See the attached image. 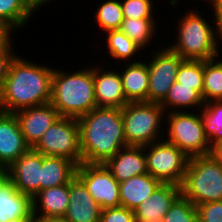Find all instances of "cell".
<instances>
[{
  "label": "cell",
  "instance_id": "obj_1",
  "mask_svg": "<svg viewBox=\"0 0 222 222\" xmlns=\"http://www.w3.org/2000/svg\"><path fill=\"white\" fill-rule=\"evenodd\" d=\"M54 65L39 64L17 54L0 88V111L15 113L51 101Z\"/></svg>",
  "mask_w": 222,
  "mask_h": 222
},
{
  "label": "cell",
  "instance_id": "obj_2",
  "mask_svg": "<svg viewBox=\"0 0 222 222\" xmlns=\"http://www.w3.org/2000/svg\"><path fill=\"white\" fill-rule=\"evenodd\" d=\"M80 129L82 162L104 164L127 147L122 109L95 107L77 119Z\"/></svg>",
  "mask_w": 222,
  "mask_h": 222
},
{
  "label": "cell",
  "instance_id": "obj_3",
  "mask_svg": "<svg viewBox=\"0 0 222 222\" xmlns=\"http://www.w3.org/2000/svg\"><path fill=\"white\" fill-rule=\"evenodd\" d=\"M190 8L186 9L182 14L177 16L175 22V36L170 41L173 43L167 44V46L180 55L184 60H211L222 55V35L220 34L213 10L208 6L203 8L204 10ZM212 13L211 15L206 12ZM205 12V16L203 14ZM182 15V16H181ZM211 16V19H210ZM209 18V19H207ZM210 20V21H209ZM178 22V23H177ZM210 22V23H209ZM177 30V31H176Z\"/></svg>",
  "mask_w": 222,
  "mask_h": 222
},
{
  "label": "cell",
  "instance_id": "obj_4",
  "mask_svg": "<svg viewBox=\"0 0 222 222\" xmlns=\"http://www.w3.org/2000/svg\"><path fill=\"white\" fill-rule=\"evenodd\" d=\"M60 68L61 65L58 69L54 66L50 103L60 116L78 119L97 107L93 65L76 71Z\"/></svg>",
  "mask_w": 222,
  "mask_h": 222
},
{
  "label": "cell",
  "instance_id": "obj_5",
  "mask_svg": "<svg viewBox=\"0 0 222 222\" xmlns=\"http://www.w3.org/2000/svg\"><path fill=\"white\" fill-rule=\"evenodd\" d=\"M122 119L128 146L144 147L164 138L165 111L159 103L128 102Z\"/></svg>",
  "mask_w": 222,
  "mask_h": 222
},
{
  "label": "cell",
  "instance_id": "obj_6",
  "mask_svg": "<svg viewBox=\"0 0 222 222\" xmlns=\"http://www.w3.org/2000/svg\"><path fill=\"white\" fill-rule=\"evenodd\" d=\"M181 195L195 206L222 201V165L210 155L190 157Z\"/></svg>",
  "mask_w": 222,
  "mask_h": 222
},
{
  "label": "cell",
  "instance_id": "obj_7",
  "mask_svg": "<svg viewBox=\"0 0 222 222\" xmlns=\"http://www.w3.org/2000/svg\"><path fill=\"white\" fill-rule=\"evenodd\" d=\"M164 140L177 146L188 157L208 155L209 139L205 134L200 110L165 113Z\"/></svg>",
  "mask_w": 222,
  "mask_h": 222
},
{
  "label": "cell",
  "instance_id": "obj_8",
  "mask_svg": "<svg viewBox=\"0 0 222 222\" xmlns=\"http://www.w3.org/2000/svg\"><path fill=\"white\" fill-rule=\"evenodd\" d=\"M44 156L63 157L82 163L80 129L77 119L60 116L33 147Z\"/></svg>",
  "mask_w": 222,
  "mask_h": 222
},
{
  "label": "cell",
  "instance_id": "obj_9",
  "mask_svg": "<svg viewBox=\"0 0 222 222\" xmlns=\"http://www.w3.org/2000/svg\"><path fill=\"white\" fill-rule=\"evenodd\" d=\"M144 151L149 174L162 183L182 185L190 157L164 139L144 146Z\"/></svg>",
  "mask_w": 222,
  "mask_h": 222
},
{
  "label": "cell",
  "instance_id": "obj_10",
  "mask_svg": "<svg viewBox=\"0 0 222 222\" xmlns=\"http://www.w3.org/2000/svg\"><path fill=\"white\" fill-rule=\"evenodd\" d=\"M157 42H159L155 43L157 49L150 50L148 59L146 56H143V59L147 62L149 69L148 102L160 104L176 81L179 66L184 59L167 45L162 48L158 47L161 43Z\"/></svg>",
  "mask_w": 222,
  "mask_h": 222
},
{
  "label": "cell",
  "instance_id": "obj_11",
  "mask_svg": "<svg viewBox=\"0 0 222 222\" xmlns=\"http://www.w3.org/2000/svg\"><path fill=\"white\" fill-rule=\"evenodd\" d=\"M76 176L84 183L93 199L102 209L120 207V183L104 164L82 162Z\"/></svg>",
  "mask_w": 222,
  "mask_h": 222
},
{
  "label": "cell",
  "instance_id": "obj_12",
  "mask_svg": "<svg viewBox=\"0 0 222 222\" xmlns=\"http://www.w3.org/2000/svg\"><path fill=\"white\" fill-rule=\"evenodd\" d=\"M93 63V82L97 107L122 109L128 101L125 98L119 70L108 61L103 67L102 63ZM109 64V67H106ZM114 68V69H113Z\"/></svg>",
  "mask_w": 222,
  "mask_h": 222
},
{
  "label": "cell",
  "instance_id": "obj_13",
  "mask_svg": "<svg viewBox=\"0 0 222 222\" xmlns=\"http://www.w3.org/2000/svg\"><path fill=\"white\" fill-rule=\"evenodd\" d=\"M42 154L29 148L8 167V178L21 193L34 197L40 191Z\"/></svg>",
  "mask_w": 222,
  "mask_h": 222
},
{
  "label": "cell",
  "instance_id": "obj_14",
  "mask_svg": "<svg viewBox=\"0 0 222 222\" xmlns=\"http://www.w3.org/2000/svg\"><path fill=\"white\" fill-rule=\"evenodd\" d=\"M14 114L18 119L24 140L30 148L39 142L48 128L60 117L51 103L28 107Z\"/></svg>",
  "mask_w": 222,
  "mask_h": 222
},
{
  "label": "cell",
  "instance_id": "obj_15",
  "mask_svg": "<svg viewBox=\"0 0 222 222\" xmlns=\"http://www.w3.org/2000/svg\"><path fill=\"white\" fill-rule=\"evenodd\" d=\"M29 148L16 115L0 111V163L9 167Z\"/></svg>",
  "mask_w": 222,
  "mask_h": 222
},
{
  "label": "cell",
  "instance_id": "obj_16",
  "mask_svg": "<svg viewBox=\"0 0 222 222\" xmlns=\"http://www.w3.org/2000/svg\"><path fill=\"white\" fill-rule=\"evenodd\" d=\"M101 206L76 176L69 183V204L65 218L70 222H100Z\"/></svg>",
  "mask_w": 222,
  "mask_h": 222
},
{
  "label": "cell",
  "instance_id": "obj_17",
  "mask_svg": "<svg viewBox=\"0 0 222 222\" xmlns=\"http://www.w3.org/2000/svg\"><path fill=\"white\" fill-rule=\"evenodd\" d=\"M32 197L21 193L8 178L0 186V222H32Z\"/></svg>",
  "mask_w": 222,
  "mask_h": 222
},
{
  "label": "cell",
  "instance_id": "obj_18",
  "mask_svg": "<svg viewBox=\"0 0 222 222\" xmlns=\"http://www.w3.org/2000/svg\"><path fill=\"white\" fill-rule=\"evenodd\" d=\"M104 165L119 182L148 173L144 147L127 146L119 150Z\"/></svg>",
  "mask_w": 222,
  "mask_h": 222
},
{
  "label": "cell",
  "instance_id": "obj_19",
  "mask_svg": "<svg viewBox=\"0 0 222 222\" xmlns=\"http://www.w3.org/2000/svg\"><path fill=\"white\" fill-rule=\"evenodd\" d=\"M117 66H119L126 100L128 102H148L149 69L147 62L143 59L139 62L123 63Z\"/></svg>",
  "mask_w": 222,
  "mask_h": 222
},
{
  "label": "cell",
  "instance_id": "obj_20",
  "mask_svg": "<svg viewBox=\"0 0 222 222\" xmlns=\"http://www.w3.org/2000/svg\"><path fill=\"white\" fill-rule=\"evenodd\" d=\"M180 196L181 186L172 183H162L149 198L136 207L134 210L135 219H163Z\"/></svg>",
  "mask_w": 222,
  "mask_h": 222
},
{
  "label": "cell",
  "instance_id": "obj_21",
  "mask_svg": "<svg viewBox=\"0 0 222 222\" xmlns=\"http://www.w3.org/2000/svg\"><path fill=\"white\" fill-rule=\"evenodd\" d=\"M39 10L30 0H0V26L15 36L27 28Z\"/></svg>",
  "mask_w": 222,
  "mask_h": 222
},
{
  "label": "cell",
  "instance_id": "obj_22",
  "mask_svg": "<svg viewBox=\"0 0 222 222\" xmlns=\"http://www.w3.org/2000/svg\"><path fill=\"white\" fill-rule=\"evenodd\" d=\"M102 36L103 42L105 38L103 49L107 50H105V55L108 53L105 60L113 59V62L114 60L117 61L113 63V65L115 64L114 66H116V63L119 65V63L139 62L142 60L141 56H145L146 54L138 44L120 30L107 31L104 35L102 34Z\"/></svg>",
  "mask_w": 222,
  "mask_h": 222
},
{
  "label": "cell",
  "instance_id": "obj_23",
  "mask_svg": "<svg viewBox=\"0 0 222 222\" xmlns=\"http://www.w3.org/2000/svg\"><path fill=\"white\" fill-rule=\"evenodd\" d=\"M162 184L151 174L145 173L134 176L120 183V204L130 210H135Z\"/></svg>",
  "mask_w": 222,
  "mask_h": 222
},
{
  "label": "cell",
  "instance_id": "obj_24",
  "mask_svg": "<svg viewBox=\"0 0 222 222\" xmlns=\"http://www.w3.org/2000/svg\"><path fill=\"white\" fill-rule=\"evenodd\" d=\"M69 204V183L40 190L32 197L33 216H65Z\"/></svg>",
  "mask_w": 222,
  "mask_h": 222
},
{
  "label": "cell",
  "instance_id": "obj_25",
  "mask_svg": "<svg viewBox=\"0 0 222 222\" xmlns=\"http://www.w3.org/2000/svg\"><path fill=\"white\" fill-rule=\"evenodd\" d=\"M77 166L63 157L42 155L40 190L70 183L76 177Z\"/></svg>",
  "mask_w": 222,
  "mask_h": 222
},
{
  "label": "cell",
  "instance_id": "obj_26",
  "mask_svg": "<svg viewBox=\"0 0 222 222\" xmlns=\"http://www.w3.org/2000/svg\"><path fill=\"white\" fill-rule=\"evenodd\" d=\"M202 96L195 90V86H186L174 82L165 99L160 103L165 113L181 111H198L204 106ZM194 109V110H193Z\"/></svg>",
  "mask_w": 222,
  "mask_h": 222
},
{
  "label": "cell",
  "instance_id": "obj_27",
  "mask_svg": "<svg viewBox=\"0 0 222 222\" xmlns=\"http://www.w3.org/2000/svg\"><path fill=\"white\" fill-rule=\"evenodd\" d=\"M158 19L157 18H141V19L124 18L119 30L123 32L125 35H127L136 44H138L144 51L147 50L145 52H148L150 49H147V48L148 47L150 48L151 45L152 46L155 45L154 41L158 38L159 34L161 36V33L163 34L165 33L164 31L158 33L159 32L158 30H160L159 29L160 16L158 17ZM156 20L158 21V23L156 22Z\"/></svg>",
  "mask_w": 222,
  "mask_h": 222
},
{
  "label": "cell",
  "instance_id": "obj_28",
  "mask_svg": "<svg viewBox=\"0 0 222 222\" xmlns=\"http://www.w3.org/2000/svg\"><path fill=\"white\" fill-rule=\"evenodd\" d=\"M94 11V15L91 17H95L94 21L99 27L100 33H105L111 30H119L124 17L123 11L121 7L120 0H101V3L98 2V7L96 9H92L91 12Z\"/></svg>",
  "mask_w": 222,
  "mask_h": 222
},
{
  "label": "cell",
  "instance_id": "obj_29",
  "mask_svg": "<svg viewBox=\"0 0 222 222\" xmlns=\"http://www.w3.org/2000/svg\"><path fill=\"white\" fill-rule=\"evenodd\" d=\"M202 98L204 102L222 100V56L204 61Z\"/></svg>",
  "mask_w": 222,
  "mask_h": 222
},
{
  "label": "cell",
  "instance_id": "obj_30",
  "mask_svg": "<svg viewBox=\"0 0 222 222\" xmlns=\"http://www.w3.org/2000/svg\"><path fill=\"white\" fill-rule=\"evenodd\" d=\"M210 146L222 140V100L205 102L200 110Z\"/></svg>",
  "mask_w": 222,
  "mask_h": 222
},
{
  "label": "cell",
  "instance_id": "obj_31",
  "mask_svg": "<svg viewBox=\"0 0 222 222\" xmlns=\"http://www.w3.org/2000/svg\"><path fill=\"white\" fill-rule=\"evenodd\" d=\"M176 82L186 86H195V90L202 96L204 85V61L184 60L179 66Z\"/></svg>",
  "mask_w": 222,
  "mask_h": 222
},
{
  "label": "cell",
  "instance_id": "obj_32",
  "mask_svg": "<svg viewBox=\"0 0 222 222\" xmlns=\"http://www.w3.org/2000/svg\"><path fill=\"white\" fill-rule=\"evenodd\" d=\"M163 222H198L196 206L181 195L163 217Z\"/></svg>",
  "mask_w": 222,
  "mask_h": 222
},
{
  "label": "cell",
  "instance_id": "obj_33",
  "mask_svg": "<svg viewBox=\"0 0 222 222\" xmlns=\"http://www.w3.org/2000/svg\"><path fill=\"white\" fill-rule=\"evenodd\" d=\"M153 1L154 0H120L123 17L129 19L157 18L155 13L159 11H157L156 1Z\"/></svg>",
  "mask_w": 222,
  "mask_h": 222
},
{
  "label": "cell",
  "instance_id": "obj_34",
  "mask_svg": "<svg viewBox=\"0 0 222 222\" xmlns=\"http://www.w3.org/2000/svg\"><path fill=\"white\" fill-rule=\"evenodd\" d=\"M15 38L12 35H8L0 42V88L6 79L11 61L18 54L15 50V45H13L15 44L13 43L16 40Z\"/></svg>",
  "mask_w": 222,
  "mask_h": 222
},
{
  "label": "cell",
  "instance_id": "obj_35",
  "mask_svg": "<svg viewBox=\"0 0 222 222\" xmlns=\"http://www.w3.org/2000/svg\"><path fill=\"white\" fill-rule=\"evenodd\" d=\"M196 210L198 222H222V201L201 203Z\"/></svg>",
  "mask_w": 222,
  "mask_h": 222
},
{
  "label": "cell",
  "instance_id": "obj_36",
  "mask_svg": "<svg viewBox=\"0 0 222 222\" xmlns=\"http://www.w3.org/2000/svg\"><path fill=\"white\" fill-rule=\"evenodd\" d=\"M100 222H136V219L133 210L120 206L102 209Z\"/></svg>",
  "mask_w": 222,
  "mask_h": 222
},
{
  "label": "cell",
  "instance_id": "obj_37",
  "mask_svg": "<svg viewBox=\"0 0 222 222\" xmlns=\"http://www.w3.org/2000/svg\"><path fill=\"white\" fill-rule=\"evenodd\" d=\"M209 6L212 7L218 30L222 35V0H212Z\"/></svg>",
  "mask_w": 222,
  "mask_h": 222
},
{
  "label": "cell",
  "instance_id": "obj_38",
  "mask_svg": "<svg viewBox=\"0 0 222 222\" xmlns=\"http://www.w3.org/2000/svg\"><path fill=\"white\" fill-rule=\"evenodd\" d=\"M208 155L222 165V140L210 146Z\"/></svg>",
  "mask_w": 222,
  "mask_h": 222
},
{
  "label": "cell",
  "instance_id": "obj_39",
  "mask_svg": "<svg viewBox=\"0 0 222 222\" xmlns=\"http://www.w3.org/2000/svg\"><path fill=\"white\" fill-rule=\"evenodd\" d=\"M32 222H70L64 216H55V217H40L33 216Z\"/></svg>",
  "mask_w": 222,
  "mask_h": 222
},
{
  "label": "cell",
  "instance_id": "obj_40",
  "mask_svg": "<svg viewBox=\"0 0 222 222\" xmlns=\"http://www.w3.org/2000/svg\"><path fill=\"white\" fill-rule=\"evenodd\" d=\"M34 6L39 10L42 11V7L45 8V6L50 7V4H52V2H56V0H30ZM58 1V0H57ZM50 3V4H49Z\"/></svg>",
  "mask_w": 222,
  "mask_h": 222
},
{
  "label": "cell",
  "instance_id": "obj_41",
  "mask_svg": "<svg viewBox=\"0 0 222 222\" xmlns=\"http://www.w3.org/2000/svg\"><path fill=\"white\" fill-rule=\"evenodd\" d=\"M8 179V167L0 163V186Z\"/></svg>",
  "mask_w": 222,
  "mask_h": 222
},
{
  "label": "cell",
  "instance_id": "obj_42",
  "mask_svg": "<svg viewBox=\"0 0 222 222\" xmlns=\"http://www.w3.org/2000/svg\"><path fill=\"white\" fill-rule=\"evenodd\" d=\"M9 34L0 26V42L4 40Z\"/></svg>",
  "mask_w": 222,
  "mask_h": 222
},
{
  "label": "cell",
  "instance_id": "obj_43",
  "mask_svg": "<svg viewBox=\"0 0 222 222\" xmlns=\"http://www.w3.org/2000/svg\"><path fill=\"white\" fill-rule=\"evenodd\" d=\"M136 222H163L162 218L159 219H153V220H148V219H136Z\"/></svg>",
  "mask_w": 222,
  "mask_h": 222
},
{
  "label": "cell",
  "instance_id": "obj_44",
  "mask_svg": "<svg viewBox=\"0 0 222 222\" xmlns=\"http://www.w3.org/2000/svg\"><path fill=\"white\" fill-rule=\"evenodd\" d=\"M194 1H197V2H198V0H194ZM200 1H201V2H204V4H202L203 7L205 6V3H207L206 6L210 4V0H199V2H200Z\"/></svg>",
  "mask_w": 222,
  "mask_h": 222
}]
</instances>
